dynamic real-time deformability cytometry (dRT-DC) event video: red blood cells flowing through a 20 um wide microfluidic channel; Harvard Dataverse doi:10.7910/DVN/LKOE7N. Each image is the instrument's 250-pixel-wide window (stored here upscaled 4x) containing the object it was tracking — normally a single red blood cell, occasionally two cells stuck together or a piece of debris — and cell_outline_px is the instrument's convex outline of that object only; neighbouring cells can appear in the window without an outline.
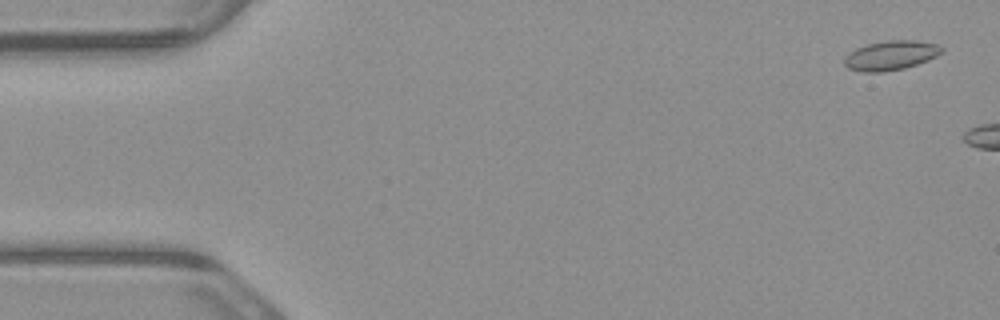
{"species": "common noctule bat (a hibernating species)", "species_latin": "Nyctalus noctula", "temperature_condition": "warm", "stored_images_in_passage": 2, "camera_frame_rate_fps": 3000, "um_per_image_px": 0.085, "animal": {"sex": "male", "body_mass_g": 23.1, "forearm_length_mm": 52.7}, "frame": {"image": 1, "passage_image": 1, "time_ms": 0.0, "image_size_px": [1000, 320], "cell_outline_px": [[944, 52], [928, 60], [904, 68], [880, 72], [864, 72], [848, 68], [844, 64], [844, 60], [856, 48], [868, 44], [888, 40], [916, 40], [936, 44], [944, 48]], "centroid_in_image_um": [75.76, 4.7], "position_along_channel_um": 9.2, "area_um2": 16.47}}